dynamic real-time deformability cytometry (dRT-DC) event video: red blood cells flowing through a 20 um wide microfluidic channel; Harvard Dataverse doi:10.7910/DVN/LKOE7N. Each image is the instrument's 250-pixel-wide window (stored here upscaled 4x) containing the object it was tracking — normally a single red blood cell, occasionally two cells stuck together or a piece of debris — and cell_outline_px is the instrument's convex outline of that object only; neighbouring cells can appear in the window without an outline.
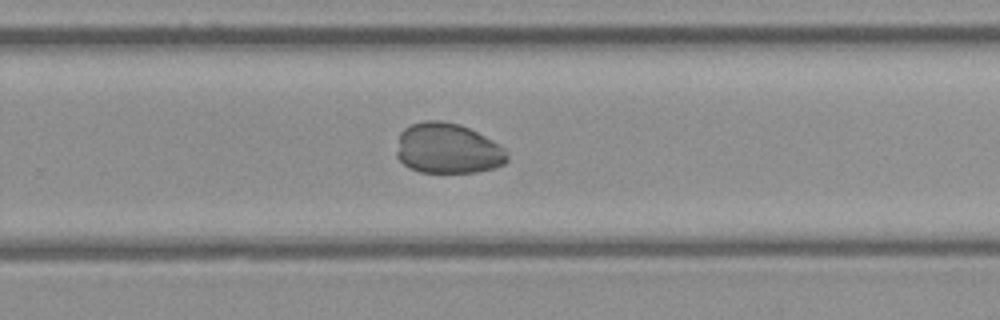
{"species": "common noctule bat (a hibernating species)", "species_latin": "Nyctalus noctula", "temperature_condition": "cold", "stored_images_in_passage": 46, "camera_frame_rate_fps": 3000, "um_per_image_px": 0.085, "animal": {"sex": "female", "body_mass_g": 21.9}, "frame": {"image": 1, "passage_image": 30, "time_ms": 9.667, "image_size_px": [1000, 320], "cell_outline_px": [[508, 160], [504, 164], [496, 168], [476, 172], [420, 172], [408, 168], [396, 156], [396, 152], [400, 132], [404, 128], [412, 124], [424, 120], [440, 120], [460, 124], [500, 144], [508, 152]], "centroid_in_image_um": [38.06, 12.62], "position_along_channel_um": 291.7, "area_um2": 32.71}}
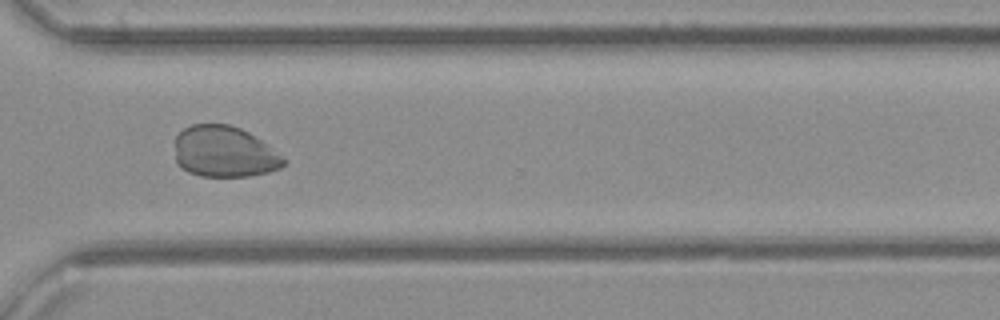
{"frame": {"image": 2, "passage_image": 34, "time_ms": 11.0, "image_size_px": [1000, 320], "cell_outline_px": [[288, 160], [280, 168], [268, 172], [248, 176], [200, 176], [188, 172], [180, 168], [176, 164], [176, 136], [184, 128], [192, 124], [232, 124], [248, 132], [260, 140]], "centroid_in_image_um": [19.05, 12.9], "position_along_channel_um": 351.6, "area_um2": 32.43}}